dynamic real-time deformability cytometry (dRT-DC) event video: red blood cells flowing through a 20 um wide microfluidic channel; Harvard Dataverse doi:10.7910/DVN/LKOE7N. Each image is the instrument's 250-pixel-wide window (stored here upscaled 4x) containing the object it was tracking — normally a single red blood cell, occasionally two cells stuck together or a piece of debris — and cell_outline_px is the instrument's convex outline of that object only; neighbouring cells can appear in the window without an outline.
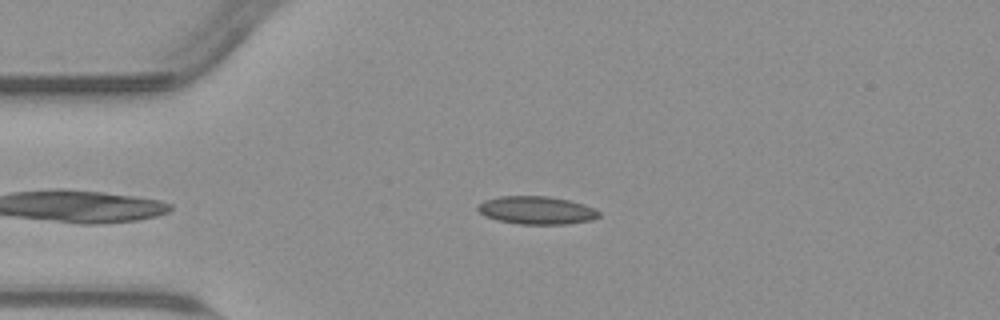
{"species": "common noctule bat (a hibernating species)", "species_latin": "Nyctalus noctula", "temperature_condition": "warm", "stored_images_in_passage": 42, "camera_frame_rate_fps": 3000, "um_per_image_px": 0.085, "animal": {"sex": "male", "body_mass_g": 23.1, "forearm_length_mm": 52.7}, "frame": {"image": 1, "passage_image": 5, "time_ms": 1.333, "image_size_px": [1000, 320], "cell_outline_px": [[600, 216], [592, 220], [564, 224], [520, 224], [496, 220], [484, 216], [476, 208], [484, 200], [500, 196], [548, 196], [568, 200], [584, 204], [600, 212]], "centroid_in_image_um": [45.59, 17.87], "position_along_channel_um": 39.4, "area_um2": 19.71}}
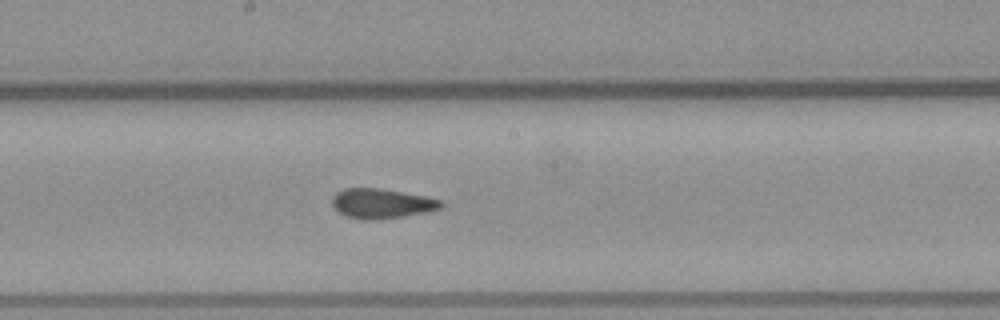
{"frame": {"image": 2, "passage_image": 21, "time_ms": 6.667, "image_size_px": [1000, 320], "cell_outline_px": [[444, 204], [440, 208], [424, 212], [404, 216], [372, 220], [364, 220], [348, 216], [340, 212], [332, 204], [332, 196], [336, 192], [344, 188], [380, 188], [424, 196], [440, 200]], "centroid_in_image_um": [32.41, 17.29], "position_along_channel_um": 215.8, "area_um2": 18.61}}
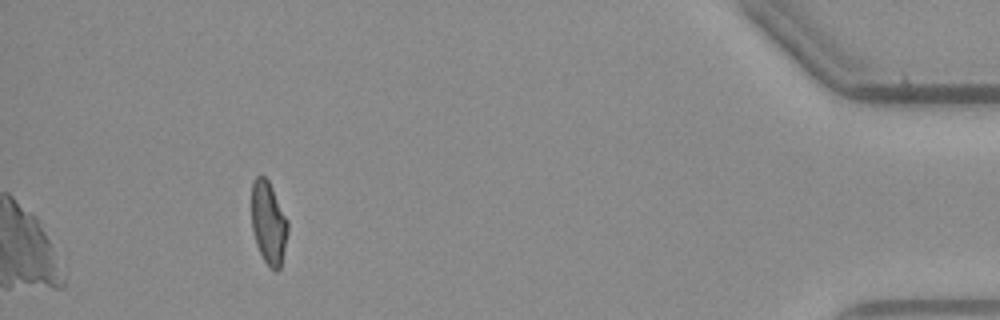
{"frame": {"image": 3, "passage_image": 42, "time_ms": 13.667, "image_size_px": [1000, 320], "cell_outline_px": [[288, 232], [280, 268], [276, 272], [264, 260], [256, 244], [252, 228], [252, 180], [256, 176], [264, 176], [268, 180], [288, 220]], "centroid_in_image_um": [22.82, 18.93], "position_along_channel_um": 412.4, "area_um2": 17.34}, "authors_computed_cell_mechanics": {"area_um2": 18.9873, "velocity_mm_per_s": 3.7858, "shape_relaxation_time_tau1_ms": null, "shape_relaxation_time_tau2_ms": 1.4946, "deformation_change_tau1": null, "deformation_change_tau2": 0.0829}}